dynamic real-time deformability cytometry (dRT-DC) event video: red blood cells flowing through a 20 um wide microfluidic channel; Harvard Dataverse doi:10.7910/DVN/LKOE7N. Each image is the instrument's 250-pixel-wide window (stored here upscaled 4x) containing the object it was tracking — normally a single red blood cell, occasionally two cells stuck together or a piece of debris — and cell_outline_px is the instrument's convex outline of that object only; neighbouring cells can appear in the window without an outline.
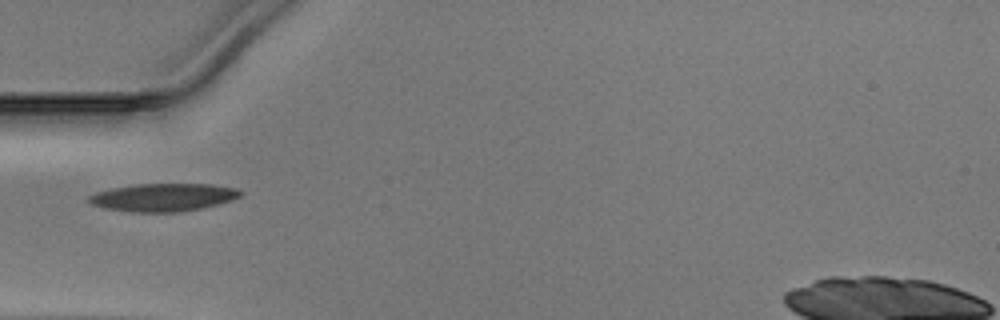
{"species": "Egyptian fruit bat (a non-hibernating species)", "species_latin": "Rousettus aegyptiacus", "temperature_condition": "warm", "stored_images_in_passage": 21, "camera_frame_rate_fps": 3000, "um_per_image_px": 0.085, "animal": {"sex": "male"}, "frame": {"image": 1, "passage_image": 1, "time_ms": 0.0, "image_size_px": [1000, 320], "cell_outline_px": [[244, 192], [240, 196], [232, 200], [220, 204], [204, 208], [176, 212], [132, 212], [104, 208], [92, 204], [88, 200], [88, 196], [96, 192], [112, 188], [136, 184], [212, 184], [236, 188]], "centroid_in_image_um": [13.91, 16.77], "position_along_channel_um": 71.1, "area_um2": 24.74}}
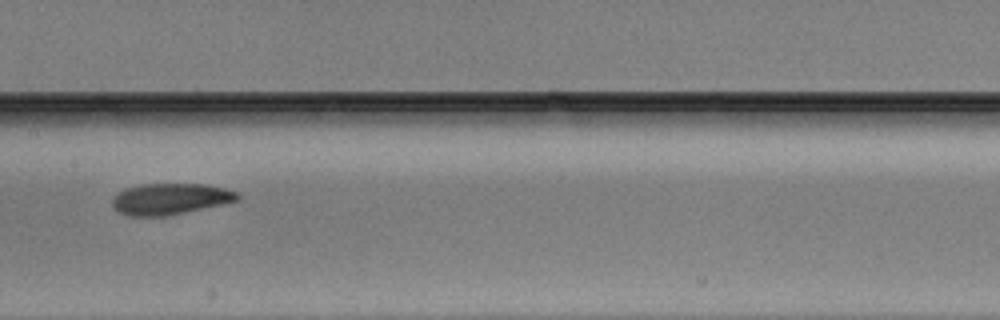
{"frame": {"image": 2, "passage_image": 10, "time_ms": 3.0, "image_size_px": [1000, 320], "cell_outline_px": [[240, 196], [236, 200], [224, 204], [168, 216], [128, 216], [112, 208], [112, 196], [124, 188], [140, 184], [204, 184], [224, 188], [236, 192]], "centroid_in_image_um": [14.41, 16.91], "position_along_channel_um": 193.0, "area_um2": 22.95}}
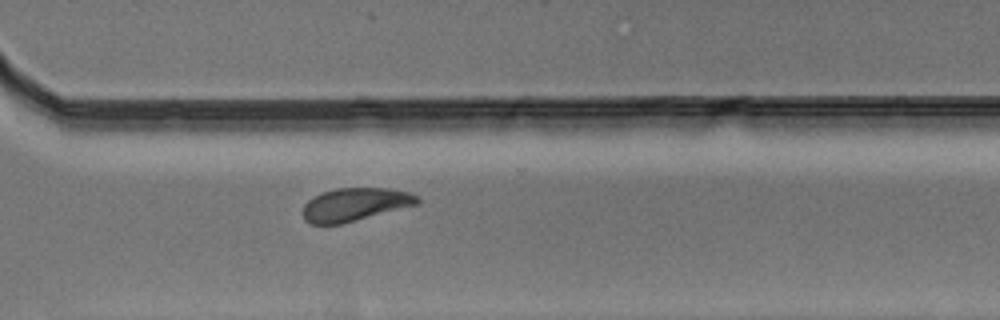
{"frame": {"image": 3, "passage_image": 21, "time_ms": 6.667, "image_size_px": [1000, 320], "cell_outline_px": [[420, 204], [340, 224], [312, 224], [304, 220], [300, 212], [304, 204], [308, 200], [324, 192], [336, 188], [388, 188], [408, 192], [420, 196]], "centroid_in_image_um": [30.18, 17.38], "position_along_channel_um": 340.4, "area_um2": 22.2}}